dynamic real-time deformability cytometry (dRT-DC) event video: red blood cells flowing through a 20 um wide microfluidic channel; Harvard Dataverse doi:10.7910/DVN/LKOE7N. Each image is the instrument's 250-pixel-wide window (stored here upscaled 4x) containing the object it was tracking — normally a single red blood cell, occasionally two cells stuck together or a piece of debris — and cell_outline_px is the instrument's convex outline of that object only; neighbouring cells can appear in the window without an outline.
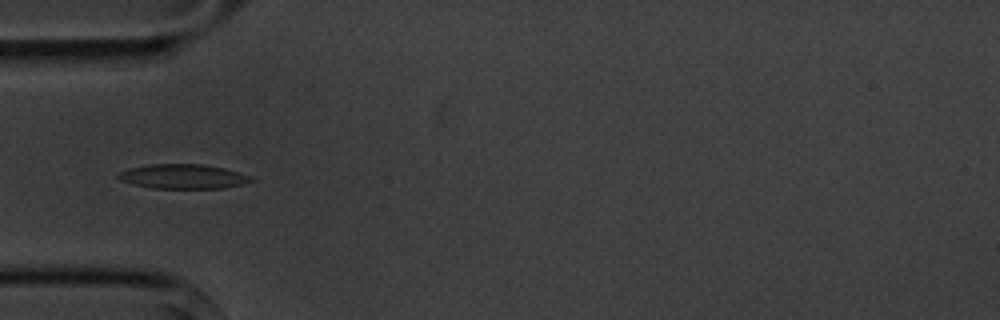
{"species": "common noctule bat (a hibernating species)", "species_latin": "Nyctalus noctula", "temperature_condition": "cold", "stored_images_in_passage": 6, "camera_frame_rate_fps": 3000, "um_per_image_px": 0.085, "animal": {"sex": "male", "body_mass_g": 20.1, "forearm_length_mm": 53.5}, "frame": {"image": 1, "passage_image": 4, "time_ms": 3.333, "image_size_px": [1000, 320], "cell_outline_px": [[256, 180], [224, 188], [152, 188], [132, 184], [120, 180], [116, 176], [116, 172], [128, 168], [148, 164], [204, 164], [224, 168], [240, 172], [252, 176]], "centroid_in_image_um": [15.53, 14.99], "position_along_channel_um": 69.5, "area_um2": 19.19}}
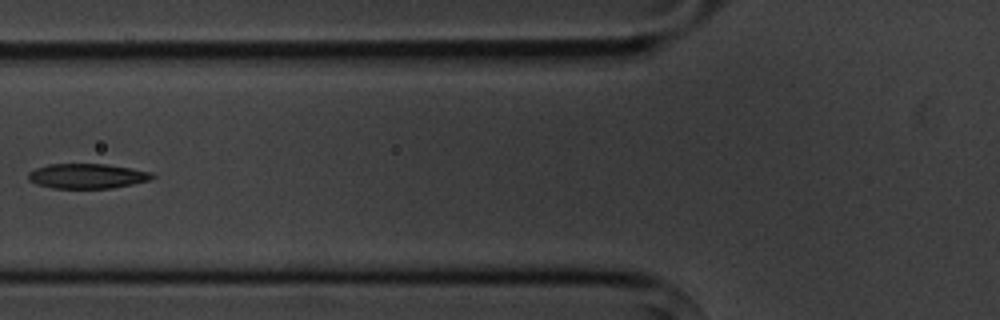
{"frame": {"image": 2, "passage_image": 5, "time_ms": 4.667, "image_size_px": [1000, 320], "cell_outline_px": [[156, 176], [152, 180], [112, 188], [52, 188], [36, 184], [28, 180], [28, 172], [36, 168], [48, 164], [108, 164], [152, 172]], "centroid_in_image_um": [7.42, 14.96], "position_along_channel_um": 118.4, "area_um2": 18.09}}
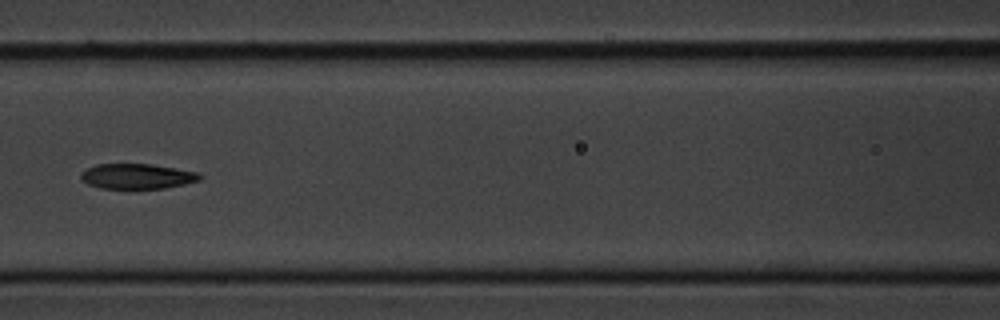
{"frame": {"image": 3, "passage_image": 6, "time_ms": 5.667, "image_size_px": [1000, 320], "cell_outline_px": [[204, 176], [200, 180], [184, 184], [164, 188], [100, 188], [88, 184], [80, 176], [88, 168], [96, 164], [152, 164], [176, 168], [196, 172]], "centroid_in_image_um": [11.7, 14.98], "position_along_channel_um": 154.9, "area_um2": 17.22}}